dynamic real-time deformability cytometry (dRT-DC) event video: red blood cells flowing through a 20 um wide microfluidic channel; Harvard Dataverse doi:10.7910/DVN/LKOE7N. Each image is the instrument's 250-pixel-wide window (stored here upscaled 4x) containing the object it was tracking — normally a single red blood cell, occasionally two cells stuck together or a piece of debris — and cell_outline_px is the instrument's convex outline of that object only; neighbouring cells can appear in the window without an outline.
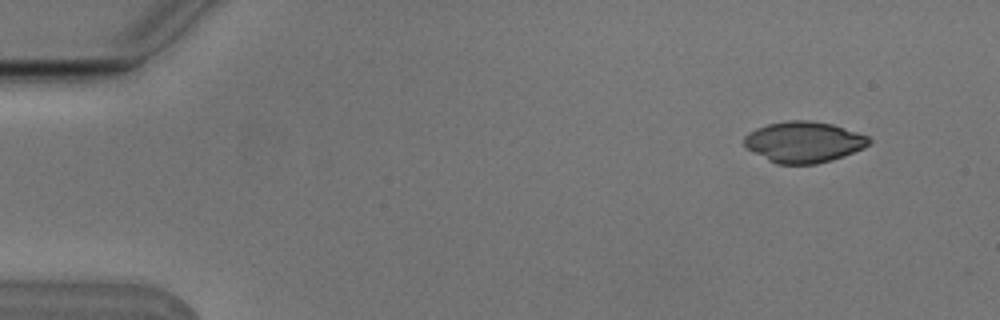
{"species": "Egyptian fruit bat (a non-hibernating species)", "species_latin": "Rousettus aegyptiacus", "temperature_condition": "cold", "stored_images_in_passage": 3, "camera_frame_rate_fps": 3000, "um_per_image_px": 0.085, "animal": {"sex": "male"}, "frame": {"image": 1, "passage_image": 1, "time_ms": 0.0, "image_size_px": [1000, 320], "cell_outline_px": [[872, 140], [864, 148], [844, 156], [832, 160], [816, 164], [776, 164], [744, 148], [744, 136], [748, 132], [756, 128], [768, 124], [788, 120], [808, 120], [832, 124], [868, 136]], "centroid_in_image_um": [68.29, 12.07], "position_along_channel_um": 16.7, "area_um2": 29.94}}